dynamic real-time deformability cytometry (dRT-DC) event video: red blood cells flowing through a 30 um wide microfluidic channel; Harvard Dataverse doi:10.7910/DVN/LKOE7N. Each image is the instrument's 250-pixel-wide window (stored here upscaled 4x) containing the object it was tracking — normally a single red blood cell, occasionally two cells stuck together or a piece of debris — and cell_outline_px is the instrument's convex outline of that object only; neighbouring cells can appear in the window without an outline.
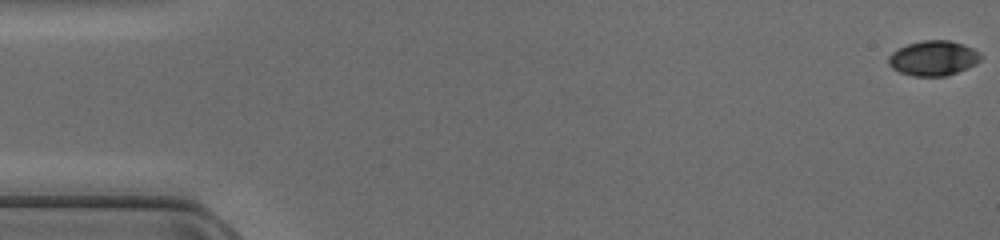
{"species": "common noctule bat (a hibernating species)", "species_latin": "Nyctalus noctula", "temperature_condition": "cold", "stored_images_in_passage": 48, "camera_frame_rate_fps": 3000, "um_per_image_px": 0.085, "animal": {"sex": "female", "body_mass_g": 17.0, "forearm_length_mm": 48.0}, "frame": {"image": 1, "passage_image": 1, "time_ms": 0.0, "image_size_px": [1000, 240], "cell_outline_px": [[984, 56], [976, 64], [968, 68], [944, 76], [912, 76], [900, 72], [892, 68], [888, 64], [888, 56], [892, 52], [908, 44], [924, 40], [948, 40], [964, 44], [980, 52]], "centroid_in_image_um": [79.35, 4.94], "position_along_channel_um": 5.6, "area_um2": 18.84}}
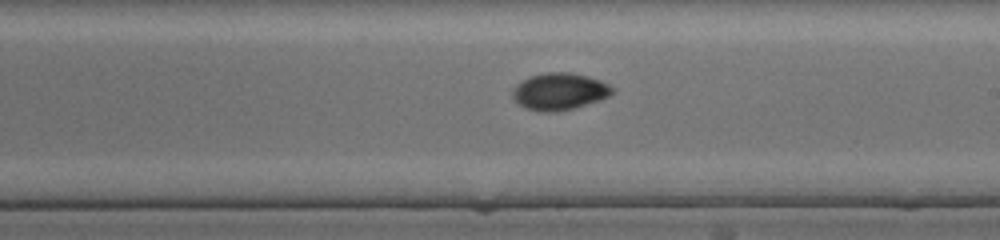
{"frame": {"image": 2, "passage_image": 28, "time_ms": 9.0, "image_size_px": [1000, 240], "cell_outline_px": [[612, 92], [608, 96], [600, 100], [572, 108], [556, 112], [544, 112], [524, 108], [512, 96], [512, 88], [520, 80], [528, 76], [544, 72], [568, 72], [588, 76], [600, 80], [608, 84], [612, 88]], "centroid_in_image_um": [47.5, 7.76], "position_along_channel_um": 241.5, "area_um2": 21.5}}
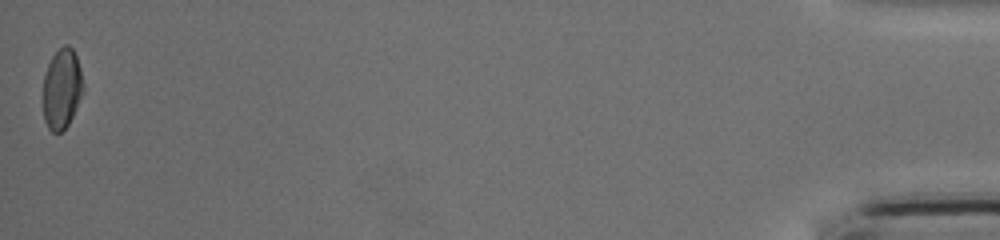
{"frame": {"image": 3, "passage_image": 48, "time_ms": 15.667, "image_size_px": [1000, 240], "cell_outline_px": [[84, 92], [68, 124], [60, 132], [52, 132], [48, 128], [44, 120], [44, 76], [48, 64], [52, 56], [64, 44], [68, 44], [72, 48], [76, 56], [80, 68], [84, 84]], "centroid_in_image_um": [5.28, 7.53], "position_along_channel_um": 429.9, "area_um2": 18.67}}